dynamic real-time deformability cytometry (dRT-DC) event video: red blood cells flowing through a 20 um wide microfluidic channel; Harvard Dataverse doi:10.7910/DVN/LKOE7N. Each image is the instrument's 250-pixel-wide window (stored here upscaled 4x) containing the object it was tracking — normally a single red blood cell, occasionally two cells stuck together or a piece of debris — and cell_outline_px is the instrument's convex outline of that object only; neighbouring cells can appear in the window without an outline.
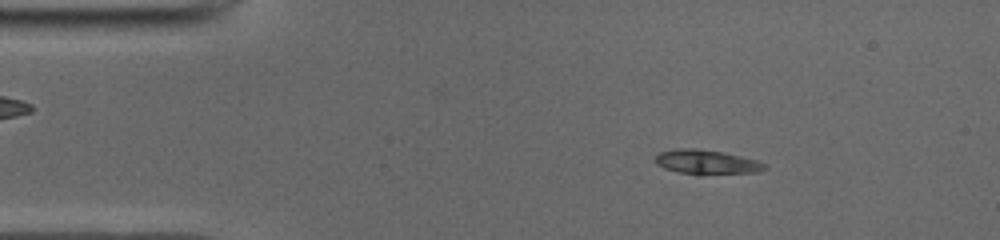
{"species": "common noctule bat (a hibernating species)", "species_latin": "Nyctalus noctula", "temperature_condition": "cold", "stored_images_in_passage": 34, "camera_frame_rate_fps": 3000, "um_per_image_px": 0.085, "animal": {"sex": "male", "body_mass_g": 19.0, "forearm_length_mm": 50.8}, "frame": {"image": 1, "passage_image": 7, "time_ms": 2.0, "image_size_px": [1000, 240], "cell_outline_px": [[768, 168], [760, 172], [676, 172], [664, 168], [656, 164], [656, 156], [660, 152], [676, 148], [696, 148], [724, 152], [756, 160], [764, 164]], "centroid_in_image_um": [60.03, 13.73], "position_along_channel_um": 25.0, "area_um2": 14.8}}
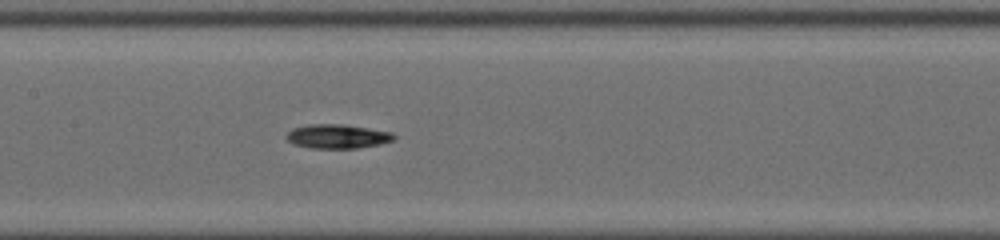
{"frame": {"image": 2, "passage_image": 23, "time_ms": 7.333, "image_size_px": [1000, 240], "cell_outline_px": [[396, 140], [380, 144], [356, 148], [312, 148], [292, 144], [284, 136], [292, 128], [312, 124], [340, 124], [392, 132], [396, 136]], "centroid_in_image_um": [28.67, 11.59], "position_along_channel_um": 178.7, "area_um2": 15.09}}
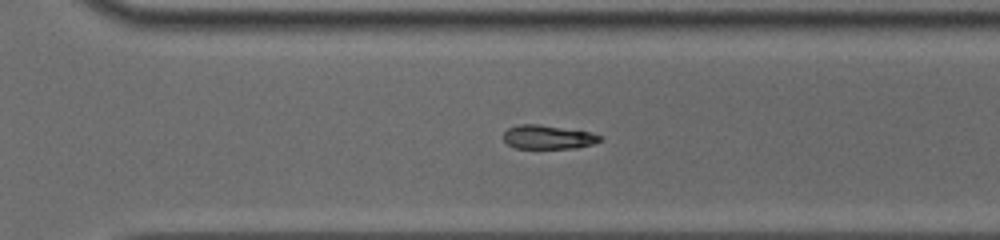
{"frame": {"image": 3, "passage_image": 34, "time_ms": 11.0, "image_size_px": [1000, 240], "cell_outline_px": [[600, 140], [592, 144], [576, 148], [516, 148], [508, 144], [504, 140], [504, 132], [508, 128], [520, 124], [540, 124], [588, 132], [600, 136]], "centroid_in_image_um": [46.53, 11.65], "position_along_channel_um": 324.1, "area_um2": 13.18}}